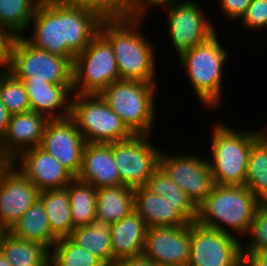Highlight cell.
Wrapping results in <instances>:
<instances>
[{"label":"cell","mask_w":267,"mask_h":266,"mask_svg":"<svg viewBox=\"0 0 267 266\" xmlns=\"http://www.w3.org/2000/svg\"><path fill=\"white\" fill-rule=\"evenodd\" d=\"M46 266H54L51 262H49Z\"/></svg>","instance_id":"48"},{"label":"cell","mask_w":267,"mask_h":266,"mask_svg":"<svg viewBox=\"0 0 267 266\" xmlns=\"http://www.w3.org/2000/svg\"><path fill=\"white\" fill-rule=\"evenodd\" d=\"M7 162L0 156V169L6 164Z\"/></svg>","instance_id":"47"},{"label":"cell","mask_w":267,"mask_h":266,"mask_svg":"<svg viewBox=\"0 0 267 266\" xmlns=\"http://www.w3.org/2000/svg\"><path fill=\"white\" fill-rule=\"evenodd\" d=\"M0 266H12L2 253H0Z\"/></svg>","instance_id":"43"},{"label":"cell","mask_w":267,"mask_h":266,"mask_svg":"<svg viewBox=\"0 0 267 266\" xmlns=\"http://www.w3.org/2000/svg\"><path fill=\"white\" fill-rule=\"evenodd\" d=\"M146 187L164 197L189 222H197L198 208L186 193L158 167L149 178Z\"/></svg>","instance_id":"27"},{"label":"cell","mask_w":267,"mask_h":266,"mask_svg":"<svg viewBox=\"0 0 267 266\" xmlns=\"http://www.w3.org/2000/svg\"><path fill=\"white\" fill-rule=\"evenodd\" d=\"M260 204L245 185L214 184L209 196L198 207L197 222L211 229L245 237Z\"/></svg>","instance_id":"3"},{"label":"cell","mask_w":267,"mask_h":266,"mask_svg":"<svg viewBox=\"0 0 267 266\" xmlns=\"http://www.w3.org/2000/svg\"><path fill=\"white\" fill-rule=\"evenodd\" d=\"M190 242L191 223L147 228L142 254L158 266H187Z\"/></svg>","instance_id":"16"},{"label":"cell","mask_w":267,"mask_h":266,"mask_svg":"<svg viewBox=\"0 0 267 266\" xmlns=\"http://www.w3.org/2000/svg\"><path fill=\"white\" fill-rule=\"evenodd\" d=\"M8 232L18 239L39 243L49 251L57 241L51 234L47 211L39 198Z\"/></svg>","instance_id":"24"},{"label":"cell","mask_w":267,"mask_h":266,"mask_svg":"<svg viewBox=\"0 0 267 266\" xmlns=\"http://www.w3.org/2000/svg\"><path fill=\"white\" fill-rule=\"evenodd\" d=\"M248 266H267V252L242 253Z\"/></svg>","instance_id":"41"},{"label":"cell","mask_w":267,"mask_h":266,"mask_svg":"<svg viewBox=\"0 0 267 266\" xmlns=\"http://www.w3.org/2000/svg\"><path fill=\"white\" fill-rule=\"evenodd\" d=\"M260 132V136L267 142V126L265 127V129H261L259 130Z\"/></svg>","instance_id":"45"},{"label":"cell","mask_w":267,"mask_h":266,"mask_svg":"<svg viewBox=\"0 0 267 266\" xmlns=\"http://www.w3.org/2000/svg\"><path fill=\"white\" fill-rule=\"evenodd\" d=\"M54 266H106L94 254L76 244L70 237L56 241L50 251Z\"/></svg>","instance_id":"32"},{"label":"cell","mask_w":267,"mask_h":266,"mask_svg":"<svg viewBox=\"0 0 267 266\" xmlns=\"http://www.w3.org/2000/svg\"><path fill=\"white\" fill-rule=\"evenodd\" d=\"M211 136L212 159L208 161L214 184L245 185L249 152L260 132L237 130L217 122L213 125Z\"/></svg>","instance_id":"5"},{"label":"cell","mask_w":267,"mask_h":266,"mask_svg":"<svg viewBox=\"0 0 267 266\" xmlns=\"http://www.w3.org/2000/svg\"><path fill=\"white\" fill-rule=\"evenodd\" d=\"M11 163L39 191L66 187L75 178L61 163L40 146L23 151Z\"/></svg>","instance_id":"17"},{"label":"cell","mask_w":267,"mask_h":266,"mask_svg":"<svg viewBox=\"0 0 267 266\" xmlns=\"http://www.w3.org/2000/svg\"><path fill=\"white\" fill-rule=\"evenodd\" d=\"M77 179L97 188L121 185L120 173L115 165L112 143H86Z\"/></svg>","instance_id":"20"},{"label":"cell","mask_w":267,"mask_h":266,"mask_svg":"<svg viewBox=\"0 0 267 266\" xmlns=\"http://www.w3.org/2000/svg\"><path fill=\"white\" fill-rule=\"evenodd\" d=\"M41 0H0V25L17 36L27 35L35 8Z\"/></svg>","instance_id":"31"},{"label":"cell","mask_w":267,"mask_h":266,"mask_svg":"<svg viewBox=\"0 0 267 266\" xmlns=\"http://www.w3.org/2000/svg\"><path fill=\"white\" fill-rule=\"evenodd\" d=\"M245 186L261 203H267V142L261 136L249 152Z\"/></svg>","instance_id":"30"},{"label":"cell","mask_w":267,"mask_h":266,"mask_svg":"<svg viewBox=\"0 0 267 266\" xmlns=\"http://www.w3.org/2000/svg\"><path fill=\"white\" fill-rule=\"evenodd\" d=\"M17 79L24 84L31 110L44 115L48 120L70 117L73 85L52 84L32 78Z\"/></svg>","instance_id":"19"},{"label":"cell","mask_w":267,"mask_h":266,"mask_svg":"<svg viewBox=\"0 0 267 266\" xmlns=\"http://www.w3.org/2000/svg\"><path fill=\"white\" fill-rule=\"evenodd\" d=\"M178 58L200 102L210 110L218 108L223 103V68L229 56L219 42L217 32L206 41L184 51Z\"/></svg>","instance_id":"4"},{"label":"cell","mask_w":267,"mask_h":266,"mask_svg":"<svg viewBox=\"0 0 267 266\" xmlns=\"http://www.w3.org/2000/svg\"><path fill=\"white\" fill-rule=\"evenodd\" d=\"M182 0H128L126 8V17L145 19L149 7H163L166 8L176 2Z\"/></svg>","instance_id":"37"},{"label":"cell","mask_w":267,"mask_h":266,"mask_svg":"<svg viewBox=\"0 0 267 266\" xmlns=\"http://www.w3.org/2000/svg\"><path fill=\"white\" fill-rule=\"evenodd\" d=\"M48 119L33 110L13 114L0 142V156L12 162L23 151L40 146Z\"/></svg>","instance_id":"18"},{"label":"cell","mask_w":267,"mask_h":266,"mask_svg":"<svg viewBox=\"0 0 267 266\" xmlns=\"http://www.w3.org/2000/svg\"><path fill=\"white\" fill-rule=\"evenodd\" d=\"M18 36L9 28L0 25V68L7 69L10 61L13 46Z\"/></svg>","instance_id":"38"},{"label":"cell","mask_w":267,"mask_h":266,"mask_svg":"<svg viewBox=\"0 0 267 266\" xmlns=\"http://www.w3.org/2000/svg\"><path fill=\"white\" fill-rule=\"evenodd\" d=\"M252 0H218L223 15L230 20H239L245 14Z\"/></svg>","instance_id":"39"},{"label":"cell","mask_w":267,"mask_h":266,"mask_svg":"<svg viewBox=\"0 0 267 266\" xmlns=\"http://www.w3.org/2000/svg\"><path fill=\"white\" fill-rule=\"evenodd\" d=\"M240 20L244 28L253 32L267 29V0H252Z\"/></svg>","instance_id":"36"},{"label":"cell","mask_w":267,"mask_h":266,"mask_svg":"<svg viewBox=\"0 0 267 266\" xmlns=\"http://www.w3.org/2000/svg\"><path fill=\"white\" fill-rule=\"evenodd\" d=\"M0 98L11 115L31 110L24 84L6 69H0Z\"/></svg>","instance_id":"33"},{"label":"cell","mask_w":267,"mask_h":266,"mask_svg":"<svg viewBox=\"0 0 267 266\" xmlns=\"http://www.w3.org/2000/svg\"><path fill=\"white\" fill-rule=\"evenodd\" d=\"M163 10L167 12V30L179 56L184 51L206 41L216 28L196 0H182Z\"/></svg>","instance_id":"12"},{"label":"cell","mask_w":267,"mask_h":266,"mask_svg":"<svg viewBox=\"0 0 267 266\" xmlns=\"http://www.w3.org/2000/svg\"><path fill=\"white\" fill-rule=\"evenodd\" d=\"M73 94H100L120 75L110 42L99 32L73 61Z\"/></svg>","instance_id":"8"},{"label":"cell","mask_w":267,"mask_h":266,"mask_svg":"<svg viewBox=\"0 0 267 266\" xmlns=\"http://www.w3.org/2000/svg\"><path fill=\"white\" fill-rule=\"evenodd\" d=\"M85 144L86 141L75 122L68 117L46 122L40 147L77 177Z\"/></svg>","instance_id":"15"},{"label":"cell","mask_w":267,"mask_h":266,"mask_svg":"<svg viewBox=\"0 0 267 266\" xmlns=\"http://www.w3.org/2000/svg\"><path fill=\"white\" fill-rule=\"evenodd\" d=\"M70 118L86 143H112L133 136L100 94H73Z\"/></svg>","instance_id":"7"},{"label":"cell","mask_w":267,"mask_h":266,"mask_svg":"<svg viewBox=\"0 0 267 266\" xmlns=\"http://www.w3.org/2000/svg\"><path fill=\"white\" fill-rule=\"evenodd\" d=\"M70 238L94 254L106 266H114L111 224L94 220L88 225L76 227Z\"/></svg>","instance_id":"26"},{"label":"cell","mask_w":267,"mask_h":266,"mask_svg":"<svg viewBox=\"0 0 267 266\" xmlns=\"http://www.w3.org/2000/svg\"><path fill=\"white\" fill-rule=\"evenodd\" d=\"M50 225L51 234L58 240L70 237L73 221L67 186L39 192Z\"/></svg>","instance_id":"25"},{"label":"cell","mask_w":267,"mask_h":266,"mask_svg":"<svg viewBox=\"0 0 267 266\" xmlns=\"http://www.w3.org/2000/svg\"><path fill=\"white\" fill-rule=\"evenodd\" d=\"M11 114L0 98V142L2 141L10 121Z\"/></svg>","instance_id":"42"},{"label":"cell","mask_w":267,"mask_h":266,"mask_svg":"<svg viewBox=\"0 0 267 266\" xmlns=\"http://www.w3.org/2000/svg\"><path fill=\"white\" fill-rule=\"evenodd\" d=\"M102 19L94 12L63 0H41L24 38L35 48L68 58L72 63L99 33ZM32 26V27H31Z\"/></svg>","instance_id":"1"},{"label":"cell","mask_w":267,"mask_h":266,"mask_svg":"<svg viewBox=\"0 0 267 266\" xmlns=\"http://www.w3.org/2000/svg\"><path fill=\"white\" fill-rule=\"evenodd\" d=\"M73 230L96 219L97 189L76 177L67 185Z\"/></svg>","instance_id":"29"},{"label":"cell","mask_w":267,"mask_h":266,"mask_svg":"<svg viewBox=\"0 0 267 266\" xmlns=\"http://www.w3.org/2000/svg\"><path fill=\"white\" fill-rule=\"evenodd\" d=\"M147 227L141 216L133 210L119 222L111 224V245L115 262L143 253Z\"/></svg>","instance_id":"22"},{"label":"cell","mask_w":267,"mask_h":266,"mask_svg":"<svg viewBox=\"0 0 267 266\" xmlns=\"http://www.w3.org/2000/svg\"><path fill=\"white\" fill-rule=\"evenodd\" d=\"M150 138V135H133L127 140L112 142L114 162L123 185L133 188L146 186L159 167L161 150L154 147L148 140Z\"/></svg>","instance_id":"10"},{"label":"cell","mask_w":267,"mask_h":266,"mask_svg":"<svg viewBox=\"0 0 267 266\" xmlns=\"http://www.w3.org/2000/svg\"><path fill=\"white\" fill-rule=\"evenodd\" d=\"M7 232V230L5 229H0V253L2 251V240H3V237H4V234Z\"/></svg>","instance_id":"46"},{"label":"cell","mask_w":267,"mask_h":266,"mask_svg":"<svg viewBox=\"0 0 267 266\" xmlns=\"http://www.w3.org/2000/svg\"><path fill=\"white\" fill-rule=\"evenodd\" d=\"M143 20L126 16L103 20L99 32L112 45L120 79L156 83V50L140 29Z\"/></svg>","instance_id":"2"},{"label":"cell","mask_w":267,"mask_h":266,"mask_svg":"<svg viewBox=\"0 0 267 266\" xmlns=\"http://www.w3.org/2000/svg\"><path fill=\"white\" fill-rule=\"evenodd\" d=\"M247 236L249 244H242V253L267 252V203L256 208Z\"/></svg>","instance_id":"34"},{"label":"cell","mask_w":267,"mask_h":266,"mask_svg":"<svg viewBox=\"0 0 267 266\" xmlns=\"http://www.w3.org/2000/svg\"><path fill=\"white\" fill-rule=\"evenodd\" d=\"M134 210L147 228L176 227L189 223L164 197L146 186L134 188Z\"/></svg>","instance_id":"21"},{"label":"cell","mask_w":267,"mask_h":266,"mask_svg":"<svg viewBox=\"0 0 267 266\" xmlns=\"http://www.w3.org/2000/svg\"><path fill=\"white\" fill-rule=\"evenodd\" d=\"M159 167L198 208L209 196L214 181L208 159L189 154L159 155Z\"/></svg>","instance_id":"11"},{"label":"cell","mask_w":267,"mask_h":266,"mask_svg":"<svg viewBox=\"0 0 267 266\" xmlns=\"http://www.w3.org/2000/svg\"><path fill=\"white\" fill-rule=\"evenodd\" d=\"M36 186L11 162L0 169V229L9 231L39 198Z\"/></svg>","instance_id":"14"},{"label":"cell","mask_w":267,"mask_h":266,"mask_svg":"<svg viewBox=\"0 0 267 266\" xmlns=\"http://www.w3.org/2000/svg\"><path fill=\"white\" fill-rule=\"evenodd\" d=\"M156 86L157 83L120 79L100 95L133 135H151L156 121Z\"/></svg>","instance_id":"6"},{"label":"cell","mask_w":267,"mask_h":266,"mask_svg":"<svg viewBox=\"0 0 267 266\" xmlns=\"http://www.w3.org/2000/svg\"><path fill=\"white\" fill-rule=\"evenodd\" d=\"M232 266H248L245 258L242 256L236 263H234Z\"/></svg>","instance_id":"44"},{"label":"cell","mask_w":267,"mask_h":266,"mask_svg":"<svg viewBox=\"0 0 267 266\" xmlns=\"http://www.w3.org/2000/svg\"><path fill=\"white\" fill-rule=\"evenodd\" d=\"M237 236L191 223V242L187 266H232L242 257Z\"/></svg>","instance_id":"13"},{"label":"cell","mask_w":267,"mask_h":266,"mask_svg":"<svg viewBox=\"0 0 267 266\" xmlns=\"http://www.w3.org/2000/svg\"><path fill=\"white\" fill-rule=\"evenodd\" d=\"M72 67L73 63L68 58L35 48L24 36H18L6 70L16 78L73 85Z\"/></svg>","instance_id":"9"},{"label":"cell","mask_w":267,"mask_h":266,"mask_svg":"<svg viewBox=\"0 0 267 266\" xmlns=\"http://www.w3.org/2000/svg\"><path fill=\"white\" fill-rule=\"evenodd\" d=\"M114 266H158L143 254L126 257L115 262Z\"/></svg>","instance_id":"40"},{"label":"cell","mask_w":267,"mask_h":266,"mask_svg":"<svg viewBox=\"0 0 267 266\" xmlns=\"http://www.w3.org/2000/svg\"><path fill=\"white\" fill-rule=\"evenodd\" d=\"M96 221L113 224L134 210V188L126 185L97 188Z\"/></svg>","instance_id":"23"},{"label":"cell","mask_w":267,"mask_h":266,"mask_svg":"<svg viewBox=\"0 0 267 266\" xmlns=\"http://www.w3.org/2000/svg\"><path fill=\"white\" fill-rule=\"evenodd\" d=\"M1 253L12 266H46L50 262V251L39 243L4 234Z\"/></svg>","instance_id":"28"},{"label":"cell","mask_w":267,"mask_h":266,"mask_svg":"<svg viewBox=\"0 0 267 266\" xmlns=\"http://www.w3.org/2000/svg\"><path fill=\"white\" fill-rule=\"evenodd\" d=\"M70 6L90 10L102 20L126 16L128 0H63Z\"/></svg>","instance_id":"35"}]
</instances>
